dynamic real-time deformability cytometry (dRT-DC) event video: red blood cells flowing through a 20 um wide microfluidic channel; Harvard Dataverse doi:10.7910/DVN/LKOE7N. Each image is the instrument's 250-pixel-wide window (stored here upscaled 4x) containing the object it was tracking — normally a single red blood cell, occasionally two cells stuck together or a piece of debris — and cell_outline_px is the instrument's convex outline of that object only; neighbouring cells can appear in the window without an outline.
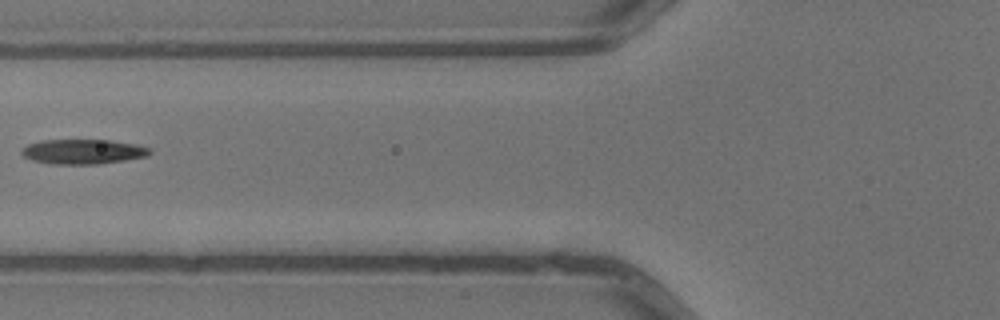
{"species": "common noctule bat (a hibernating species)", "species_latin": "Nyctalus noctula", "temperature_condition": "warm", "stored_images_in_passage": 6, "camera_frame_rate_fps": 3000, "um_per_image_px": 0.085, "animal": {"sex": "male", "body_mass_g": 13.3}, "frame": {"image": 1, "passage_image": 6, "time_ms": 1.667, "image_size_px": [1000, 320], "cell_outline_px": [[152, 152], [148, 156], [100, 164], [52, 164], [32, 160], [24, 156], [20, 152], [28, 144], [40, 140], [112, 140], [136, 144], [152, 148]], "centroid_in_image_um": [7.1, 12.88], "position_along_channel_um": 118.7, "area_um2": 18.61}}